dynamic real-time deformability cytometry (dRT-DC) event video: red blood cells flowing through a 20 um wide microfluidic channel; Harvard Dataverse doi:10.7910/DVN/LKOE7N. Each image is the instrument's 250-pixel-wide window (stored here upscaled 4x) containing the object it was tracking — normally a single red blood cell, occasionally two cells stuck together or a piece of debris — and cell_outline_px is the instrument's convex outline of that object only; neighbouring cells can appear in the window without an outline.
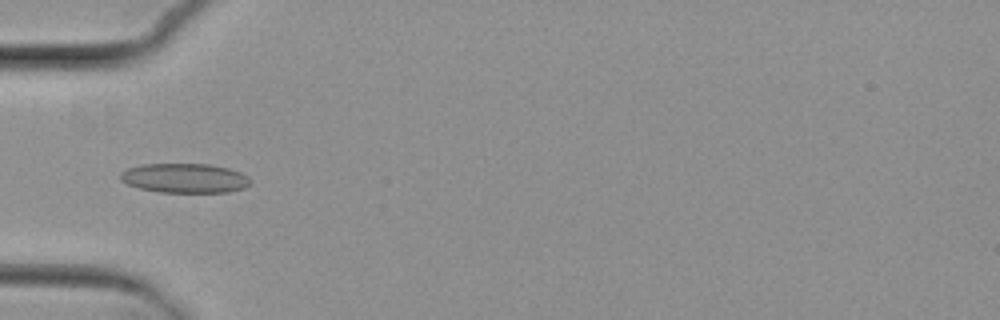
{"species": "common noctule bat (a hibernating species)", "species_latin": "Nyctalus noctula", "temperature_condition": "cold", "stored_images_in_passage": 7, "camera_frame_rate_fps": 3000, "um_per_image_px": 0.085, "animal": {"sex": "female", "body_mass_g": 29.2, "forearm_length_mm": 56.3}, "frame": {"image": 1, "passage_image": 5, "time_ms": 4.667, "image_size_px": [1000, 320], "cell_outline_px": [[252, 184], [244, 188], [228, 192], [160, 192], [140, 188], [128, 184], [120, 180], [120, 172], [128, 168], [140, 164], [208, 164], [228, 168], [240, 172], [248, 176], [252, 180]], "centroid_in_image_um": [15.72, 15.14], "position_along_channel_um": 69.3, "area_um2": 22.43}}
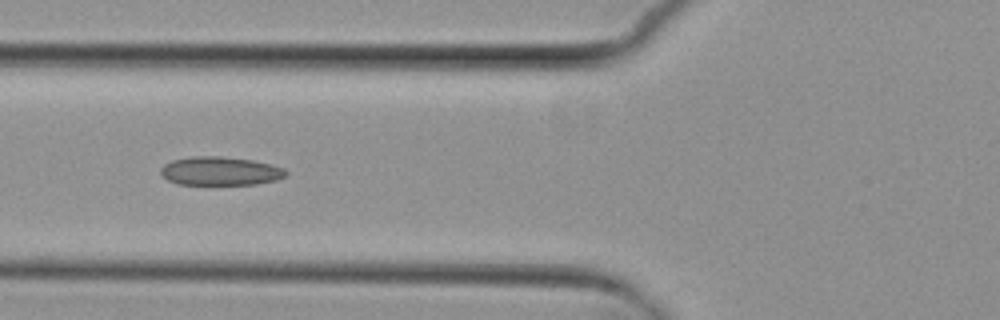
{"frame": {"image": 2, "passage_image": 6, "time_ms": 5.667, "image_size_px": [1000, 320], "cell_outline_px": [[288, 172], [284, 176], [276, 180], [256, 184], [176, 184], [168, 180], [160, 172], [160, 168], [164, 164], [172, 160], [192, 156], [220, 156], [252, 160], [272, 164], [284, 168]], "centroid_in_image_um": [18.71, 14.53], "position_along_channel_um": 107.1, "area_um2": 20.87}}
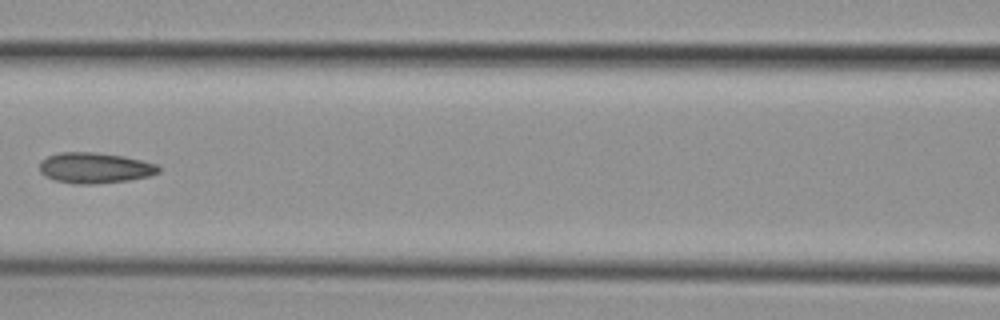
{"frame": {"image": 3, "passage_image": 7, "time_ms": 7.0, "image_size_px": [1000, 320], "cell_outline_px": [[160, 172], [148, 176], [128, 180], [96, 184], [72, 184], [52, 180], [44, 176], [40, 172], [40, 160], [48, 156], [60, 152], [96, 152], [124, 156], [156, 164], [160, 168]], "centroid_in_image_um": [8.01, 14.28], "position_along_channel_um": 158.6, "area_um2": 21.44}}